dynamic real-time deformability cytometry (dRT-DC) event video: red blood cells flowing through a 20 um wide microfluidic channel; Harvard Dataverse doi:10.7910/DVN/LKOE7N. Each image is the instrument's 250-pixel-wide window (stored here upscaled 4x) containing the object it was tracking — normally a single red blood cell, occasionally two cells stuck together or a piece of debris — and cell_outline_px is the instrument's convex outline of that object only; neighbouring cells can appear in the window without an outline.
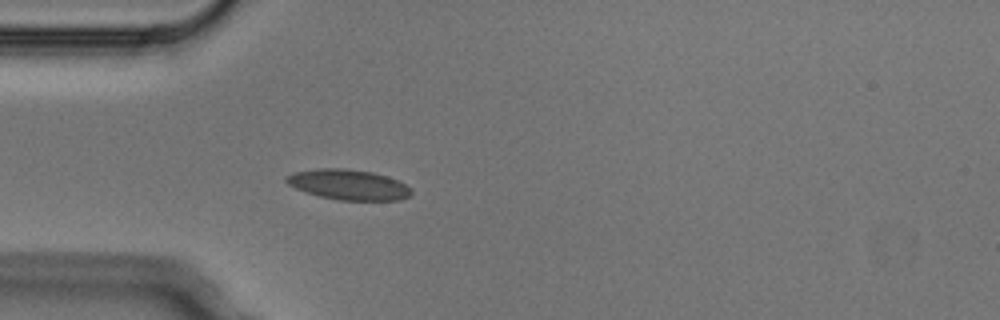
{"species": "Egyptian fruit bat (a non-hibernating species)", "species_latin": "Rousettus aegyptiacus", "temperature_condition": "cold", "stored_images_in_passage": 3, "camera_frame_rate_fps": 3000, "um_per_image_px": 0.085, "animal": {"sex": "male"}, "frame": {"image": 1, "passage_image": 3, "time_ms": 0.667, "image_size_px": [1000, 320], "cell_outline_px": [[412, 192], [408, 196], [400, 200], [340, 200], [320, 196], [304, 192], [288, 184], [284, 180], [284, 176], [296, 172], [320, 168], [344, 168], [372, 172], [388, 176], [412, 188]], "centroid_in_image_um": [29.61, 15.69], "position_along_channel_um": 55.4, "area_um2": 22.02}}